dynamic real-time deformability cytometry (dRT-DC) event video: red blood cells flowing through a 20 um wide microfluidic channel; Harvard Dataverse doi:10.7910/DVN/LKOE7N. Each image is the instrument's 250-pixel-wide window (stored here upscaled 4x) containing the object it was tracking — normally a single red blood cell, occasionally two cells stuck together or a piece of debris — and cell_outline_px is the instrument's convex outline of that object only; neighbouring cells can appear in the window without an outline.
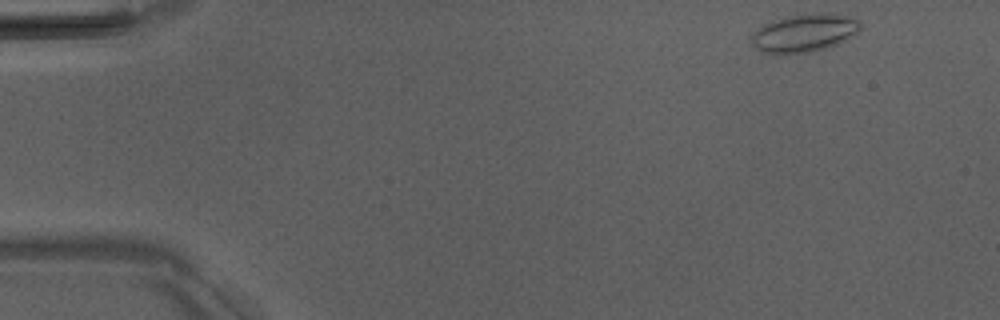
{"species": "Egyptian fruit bat (a non-hibernating species)", "species_latin": "Rousettus aegyptiacus", "temperature_condition": "room temperature", "stored_images_in_passage": 5, "camera_frame_rate_fps": 3000, "um_per_image_px": 0.085, "animal": {"sex": "male"}, "frame": {"image": 1, "passage_image": 1, "time_ms": 0.0, "image_size_px": [1000, 320], "cell_outline_px": [[860, 28], [848, 40], [812, 52], [764, 52], [756, 48], [752, 44], [752, 36], [764, 24], [772, 20], [792, 16], [820, 12], [852, 16], [860, 20]], "centroid_in_image_um": [68.44, 2.78], "position_along_channel_um": 16.6, "area_um2": 23.58}}